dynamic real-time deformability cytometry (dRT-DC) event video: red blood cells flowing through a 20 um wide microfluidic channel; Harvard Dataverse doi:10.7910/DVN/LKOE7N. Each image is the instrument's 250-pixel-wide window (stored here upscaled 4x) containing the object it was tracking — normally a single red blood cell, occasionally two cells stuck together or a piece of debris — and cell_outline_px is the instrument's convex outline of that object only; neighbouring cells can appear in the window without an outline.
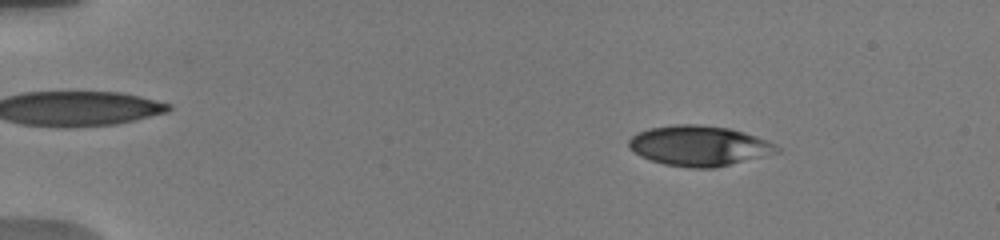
{"species": "human", "species_latin": "Homo sapiens", "temperature_condition": "warm", "stored_images_in_passage": 18, "camera_frame_rate_fps": 3000, "um_per_image_px": 0.085, "donor": {"sex": "male"}, "frame": {"image": 1, "passage_image": 5, "time_ms": 2.0, "image_size_px": [1000, 240], "cell_outline_px": [[780, 152], [716, 168], [688, 168], [664, 164], [640, 156], [628, 148], [628, 140], [636, 132], [648, 128], [676, 124], [700, 124], [728, 128], [744, 132], [768, 140], [776, 144], [780, 148]], "centroid_in_image_um": [59.42, 12.39], "position_along_channel_um": 25.6, "area_um2": 35.03}}
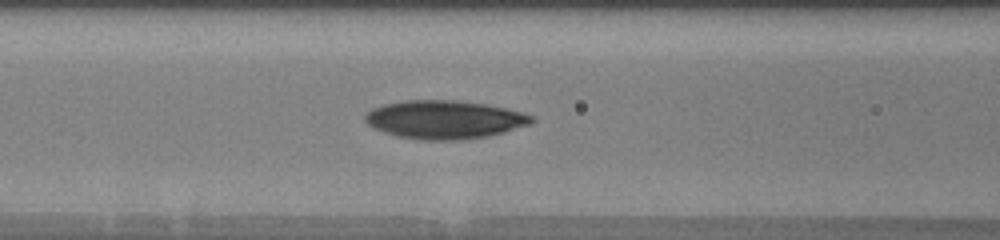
{"frame": {"image": 2, "passage_image": 15, "time_ms": 7.333, "image_size_px": [1000, 240], "cell_outline_px": [[536, 120], [532, 124], [504, 132], [488, 136], [460, 140], [424, 140], [396, 136], [372, 128], [364, 120], [364, 116], [372, 108], [384, 104], [404, 100], [456, 100], [488, 104], [520, 112], [532, 116]], "centroid_in_image_um": [37.77, 10.16], "position_along_channel_um": 128.8, "area_um2": 37.4}}
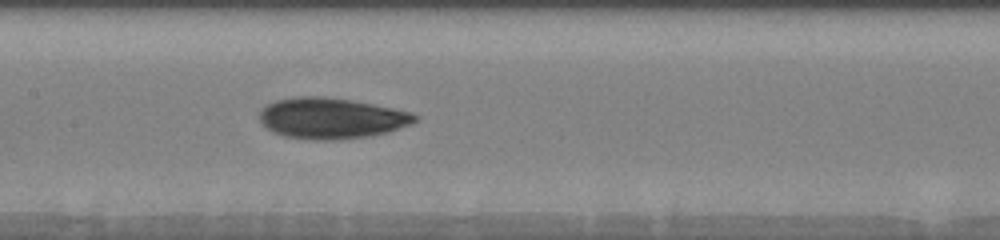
{"frame": {"image": 3, "passage_image": 18, "time_ms": 8.667, "image_size_px": [1000, 240], "cell_outline_px": [[420, 116], [412, 124], [388, 132], [368, 136], [332, 140], [316, 140], [284, 136], [272, 132], [260, 120], [260, 112], [268, 104], [276, 100], [296, 96], [320, 96], [352, 100], [396, 108], [412, 112]], "centroid_in_image_um": [28.21, 10.04], "position_along_channel_um": 179.2, "area_um2": 37.05}}